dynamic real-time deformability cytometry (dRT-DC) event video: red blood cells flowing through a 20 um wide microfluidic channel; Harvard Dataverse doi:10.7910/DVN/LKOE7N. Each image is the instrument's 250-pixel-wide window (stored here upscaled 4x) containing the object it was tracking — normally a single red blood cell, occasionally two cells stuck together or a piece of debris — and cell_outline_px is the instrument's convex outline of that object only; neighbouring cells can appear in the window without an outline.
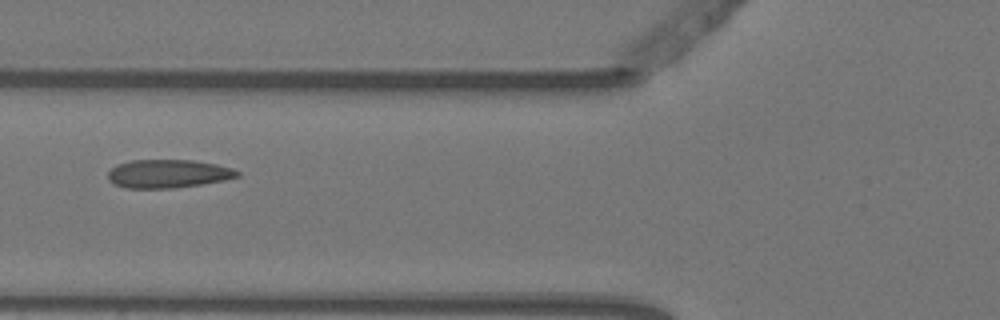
{"species": "Egyptian fruit bat (a non-hibernating species)", "species_latin": "Rousettus aegyptiacus", "temperature_condition": "warm", "stored_images_in_passage": 8, "camera_frame_rate_fps": 3000, "um_per_image_px": 0.085, "animal": {"sex": "female"}, "frame": {"image": 1, "passage_image": 5, "time_ms": 1.333, "image_size_px": [1000, 320], "cell_outline_px": [[240, 176], [224, 180], [200, 184], [172, 188], [124, 188], [108, 180], [108, 172], [116, 164], [132, 160], [192, 160], [216, 164], [232, 168], [240, 172]], "centroid_in_image_um": [14.28, 14.76], "position_along_channel_um": 111.5, "area_um2": 21.33}}
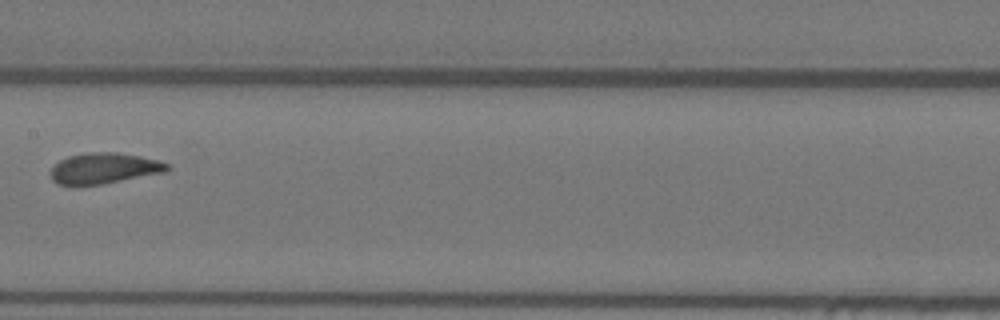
{"frame": {"image": 2, "passage_image": 7, "time_ms": 2.0, "image_size_px": [1000, 320], "cell_outline_px": [[172, 168], [164, 172], [100, 184], [76, 188], [72, 188], [60, 184], [52, 180], [52, 168], [60, 160], [68, 156], [88, 152], [116, 152], [140, 156], [160, 160], [168, 164]], "centroid_in_image_um": [8.82, 14.32], "position_along_channel_um": 198.6, "area_um2": 21.15}}
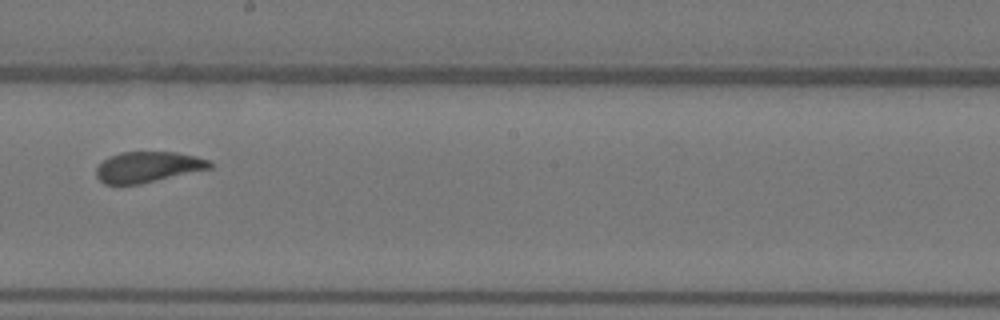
{"frame": {"image": 3, "passage_image": 8, "time_ms": 2.333, "image_size_px": [1000, 320], "cell_outline_px": [[212, 168], [140, 184], [104, 184], [96, 176], [96, 168], [108, 156], [120, 152], [176, 152], [196, 156], [208, 160], [212, 164]], "centroid_in_image_um": [12.56, 14.19], "position_along_channel_um": 235.6, "area_um2": 20.29}}